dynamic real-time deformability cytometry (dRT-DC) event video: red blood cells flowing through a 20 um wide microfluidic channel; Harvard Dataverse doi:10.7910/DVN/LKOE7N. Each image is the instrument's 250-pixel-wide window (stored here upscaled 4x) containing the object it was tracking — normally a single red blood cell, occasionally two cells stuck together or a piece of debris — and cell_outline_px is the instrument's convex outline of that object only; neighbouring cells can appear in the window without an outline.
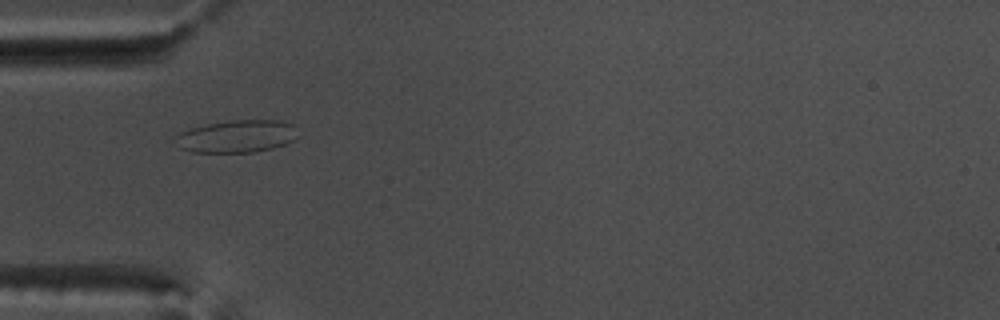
{"species": "common noctule bat (a hibernating species)", "species_latin": "Nyctalus noctula", "temperature_condition": "warm", "stored_images_in_passage": 55, "camera_frame_rate_fps": 3000, "um_per_image_px": 0.085, "animal": {"sex": "male", "body_mass_g": 17.5, "forearm_length_mm": 52.3}, "frame": {"image": 1, "passage_image": 18, "time_ms": 5.667, "image_size_px": [1000, 320], "cell_outline_px": [[300, 136], [284, 144], [272, 148], [252, 152], [192, 152], [180, 148], [172, 144], [172, 136], [180, 132], [192, 128], [208, 124], [232, 120], [280, 120], [292, 124]], "centroid_in_image_um": [20.06, 11.59], "position_along_channel_um": 64.9, "area_um2": 23.41}}
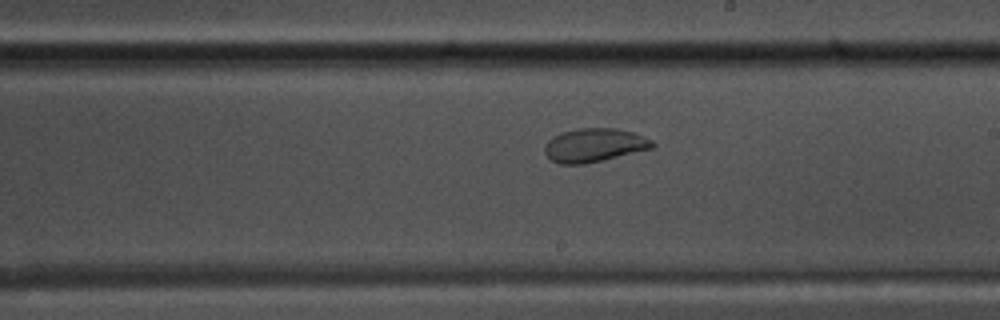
{"frame": {"image": 2, "passage_image": 32, "time_ms": 10.333, "image_size_px": [1000, 320], "cell_outline_px": [[656, 144], [652, 148], [584, 164], [560, 164], [552, 160], [544, 152], [544, 144], [552, 136], [560, 132], [576, 128], [616, 128], [632, 132], [644, 136], [652, 140]], "centroid_in_image_um": [50.48, 12.32], "position_along_channel_um": 238.5, "area_um2": 21.1}}
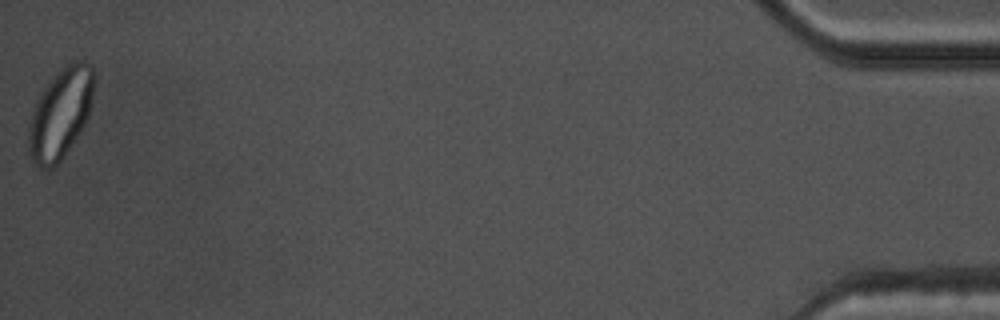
{"frame": {"image": 3, "passage_image": 55, "time_ms": 18.0, "image_size_px": [1000, 320], "cell_outline_px": [[92, 100], [88, 116], [84, 128], [76, 140], [64, 156], [52, 168], [40, 168], [36, 164], [32, 156], [28, 144], [28, 128], [32, 112], [36, 100], [40, 92], [52, 76], [56, 72], [72, 60], [84, 60], [92, 68]], "centroid_in_image_um": [5.13, 9.64], "position_along_channel_um": 430.1, "area_um2": 34.33}, "authors_computed_cell_mechanics": {"area_um2": 26.7614, "velocity_mm_per_s": 3.7457, "shape_relaxation_time_tau1_ms": null, "shape_relaxation_time_tau2_ms": 1.0254, "deformation_change_tau1": null, "deformation_change_tau2": 0.0419}}